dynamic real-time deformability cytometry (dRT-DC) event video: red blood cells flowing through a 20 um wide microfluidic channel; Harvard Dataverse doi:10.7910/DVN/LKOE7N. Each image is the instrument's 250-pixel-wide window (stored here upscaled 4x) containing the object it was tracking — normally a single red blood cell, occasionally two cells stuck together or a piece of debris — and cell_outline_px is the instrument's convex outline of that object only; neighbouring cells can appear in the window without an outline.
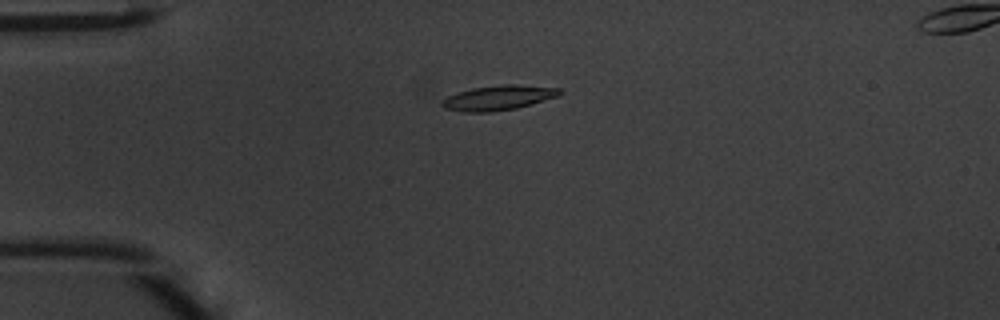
{"species": "common noctule bat (a hibernating species)", "species_latin": "Nyctalus noctula", "temperature_condition": "warm", "stored_images_in_passage": 45, "camera_frame_rate_fps": 3000, "um_per_image_px": 0.085, "animal": {"sex": "male", "body_mass_g": 20.1, "forearm_length_mm": 53.5}, "frame": {"image": 1, "passage_image": 9, "time_ms": 2.667, "image_size_px": [1000, 320], "cell_outline_px": [[564, 92], [560, 96], [516, 108], [488, 112], [460, 112], [444, 108], [440, 104], [448, 96], [472, 88], [504, 84], [516, 84], [560, 88]], "centroid_in_image_um": [42.4, 8.31], "position_along_channel_um": 42.6, "area_um2": 16.99}}
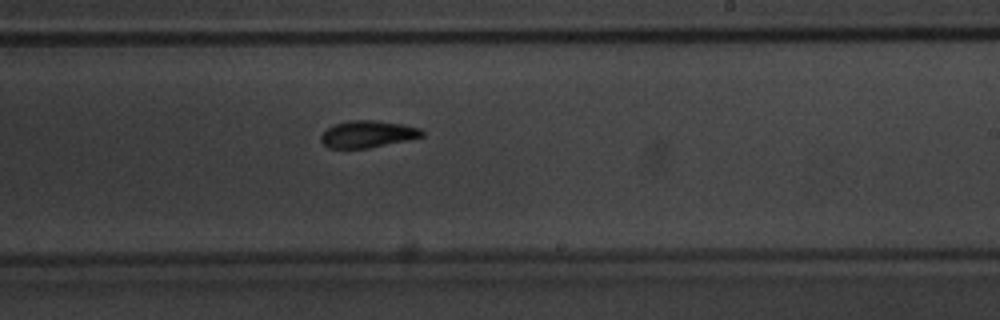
{"frame": {"image": 2, "passage_image": 26, "time_ms": 8.333, "image_size_px": [1000, 320], "cell_outline_px": [[424, 136], [368, 148], [328, 148], [320, 140], [320, 136], [328, 128], [336, 124], [348, 120], [376, 120], [404, 124], [420, 128], [424, 132]], "centroid_in_image_um": [31.25, 11.39], "position_along_channel_um": 257.7, "area_um2": 15.78}}
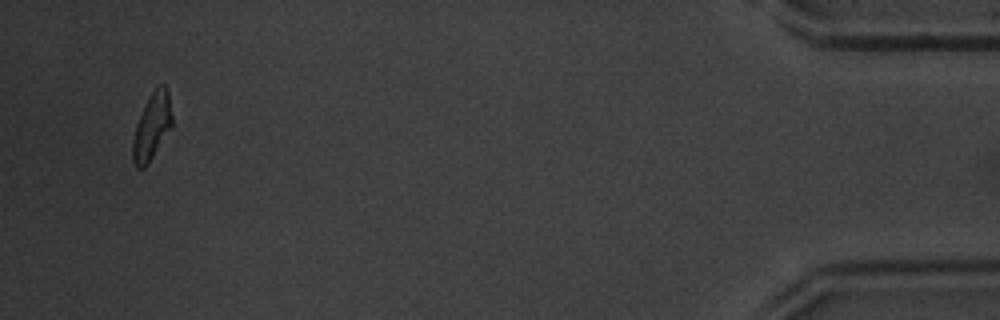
{"frame": {"image": 3, "passage_image": 43, "time_ms": 14.0, "image_size_px": [1000, 320], "cell_outline_px": [[172, 128], [148, 164], [144, 168], [136, 168], [132, 160], [132, 140], [136, 124], [144, 104], [152, 92], [160, 84], [164, 84], [168, 92], [172, 116]], "centroid_in_image_um": [12.9, 10.79], "position_along_channel_um": 422.3, "area_um2": 15.43}, "authors_computed_cell_mechanics": {"area_um2": 15.7794, "velocity_mm_per_s": 4.2432, "shape_relaxation_time_tau1_ms": 2.8669, "shape_relaxation_time_tau2_ms": 3.4365, "deformation_change_tau1": 0.1281, "deformation_change_tau2": 0.0963}}